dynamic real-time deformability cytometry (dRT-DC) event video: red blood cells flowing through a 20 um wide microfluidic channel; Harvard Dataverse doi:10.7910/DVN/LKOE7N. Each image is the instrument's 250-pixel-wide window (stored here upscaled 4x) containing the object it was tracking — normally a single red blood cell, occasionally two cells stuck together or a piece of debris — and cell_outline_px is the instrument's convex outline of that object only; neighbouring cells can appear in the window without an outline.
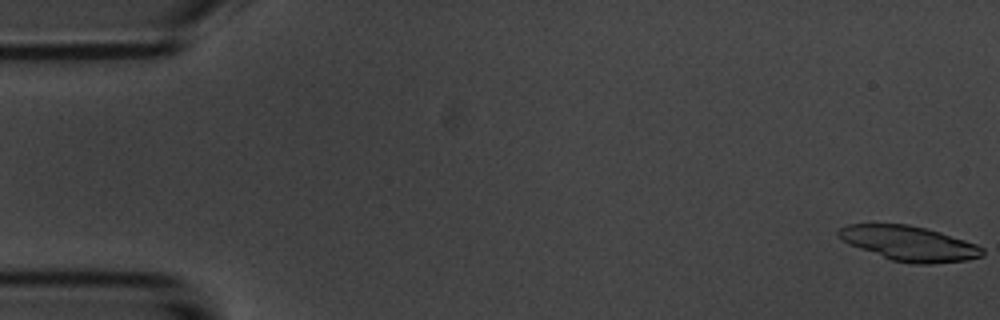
{"species": "common noctule bat (a hibernating species)", "species_latin": "Nyctalus noctula", "temperature_condition": "room temperature", "stored_images_in_passage": 6, "camera_frame_rate_fps": 3000, "um_per_image_px": 0.085, "animal": {"sex": "male", "body_mass_g": 20.1, "forearm_length_mm": 53.5}, "frame": {"image": 1, "passage_image": 1, "time_ms": 0.0, "image_size_px": [1000, 320], "cell_outline_px": [[984, 256], [968, 260], [928, 264], [916, 264], [892, 260], [848, 244], [836, 236], [836, 228], [848, 224], [908, 224], [940, 232], [976, 244], [984, 248]], "centroid_in_image_um": [77.25, 20.68], "position_along_channel_um": 7.7, "area_um2": 29.25}}
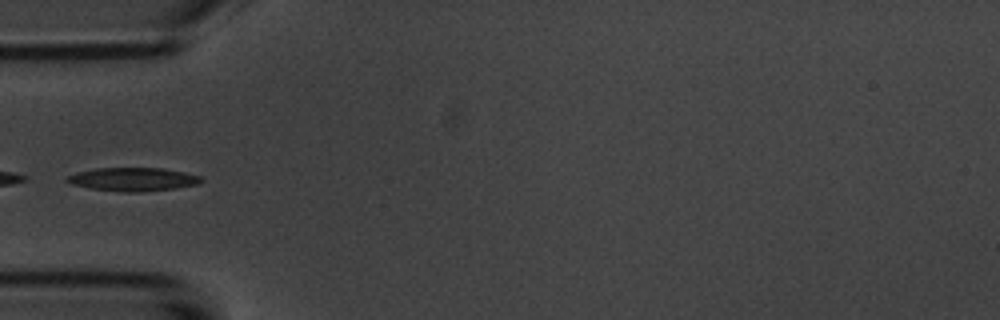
{"frame": {"image": 2, "passage_image": 6, "time_ms": 5.667, "image_size_px": [1000, 320], "cell_outline_px": [[204, 180], [196, 184], [176, 188], [140, 192], [124, 192], [92, 188], [72, 184], [64, 180], [68, 176], [76, 172], [96, 168], [164, 168], [184, 172], [200, 176]], "centroid_in_image_um": [11.31, 15.23], "position_along_channel_um": 73.7, "area_um2": 18.21}}